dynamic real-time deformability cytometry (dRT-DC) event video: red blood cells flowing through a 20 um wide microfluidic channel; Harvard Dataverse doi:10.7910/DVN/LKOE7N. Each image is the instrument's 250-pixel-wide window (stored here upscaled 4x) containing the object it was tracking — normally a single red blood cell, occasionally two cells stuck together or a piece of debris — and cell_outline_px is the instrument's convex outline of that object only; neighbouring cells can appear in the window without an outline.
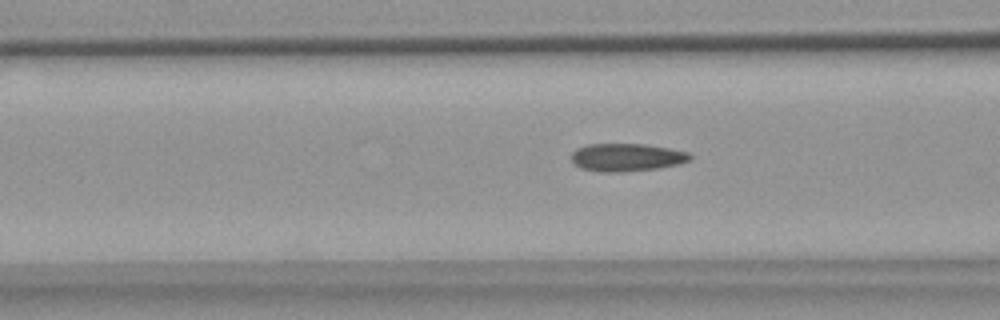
{"species": "common noctule bat (a hibernating species)", "species_latin": "Nyctalus noctula", "temperature_condition": "warm", "stored_images_in_passage": 52, "camera_frame_rate_fps": 3000, "um_per_image_px": 0.085, "animal": {"sex": "female", "body_mass_g": 18.4}, "frame": {"image": 1, "passage_image": 19, "time_ms": 6.0, "image_size_px": [1000, 320], "cell_outline_px": [[692, 156], [688, 160], [676, 164], [656, 168], [620, 172], [604, 172], [580, 168], [572, 160], [572, 152], [576, 148], [588, 144], [644, 144], [668, 148], [688, 152]], "centroid_in_image_um": [53.22, 13.36], "position_along_channel_um": 113.4, "area_um2": 18.96}}
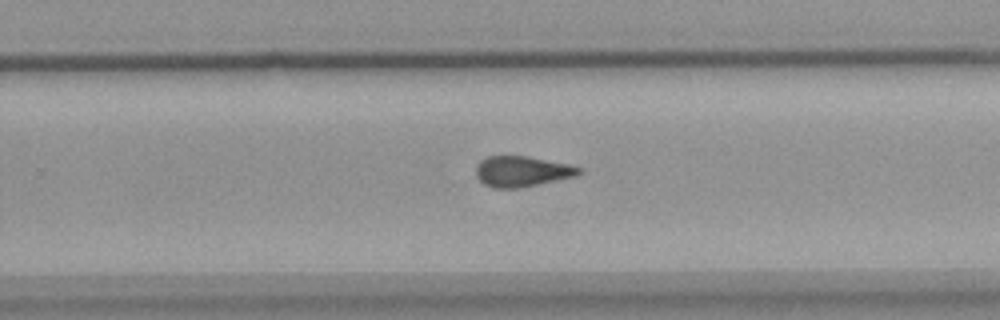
{"frame": {"image": 2, "passage_image": 33, "time_ms": 10.667, "image_size_px": [1000, 320], "cell_outline_px": [[580, 172], [576, 176], [516, 188], [492, 188], [484, 184], [476, 176], [476, 164], [480, 160], [488, 156], [528, 156], [568, 164], [580, 168]], "centroid_in_image_um": [44.3, 14.56], "position_along_channel_um": 285.5, "area_um2": 18.15}}
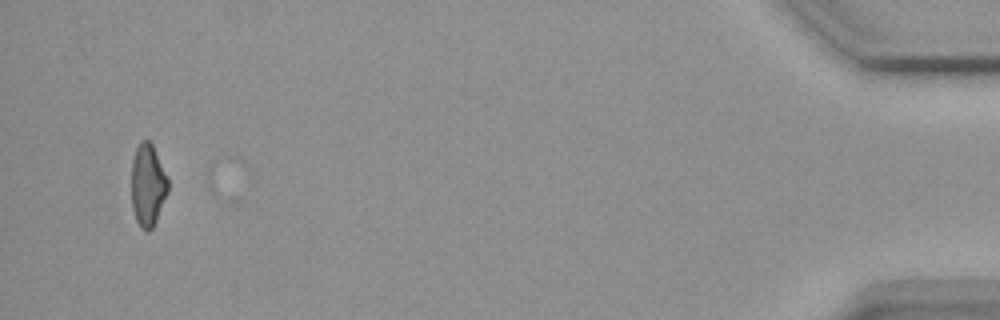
{"frame": {"image": 3, "passage_image": 51, "time_ms": 16.667, "image_size_px": [1000, 320], "cell_outline_px": [[168, 192], [156, 220], [152, 228], [148, 232], [140, 228], [136, 220], [132, 208], [132, 160], [136, 148], [140, 140], [148, 140], [152, 144], [168, 176]], "centroid_in_image_um": [12.56, 15.73], "position_along_channel_um": 422.6, "area_um2": 17.63}, "authors_computed_cell_mechanics": {"area_um2": 18.6694, "velocity_mm_per_s": 3.7067, "shape_relaxation_time_tau1_ms": null, "shape_relaxation_time_tau2_ms": 2.0449, "deformation_change_tau1": null, "deformation_change_tau2": 0.0786}}